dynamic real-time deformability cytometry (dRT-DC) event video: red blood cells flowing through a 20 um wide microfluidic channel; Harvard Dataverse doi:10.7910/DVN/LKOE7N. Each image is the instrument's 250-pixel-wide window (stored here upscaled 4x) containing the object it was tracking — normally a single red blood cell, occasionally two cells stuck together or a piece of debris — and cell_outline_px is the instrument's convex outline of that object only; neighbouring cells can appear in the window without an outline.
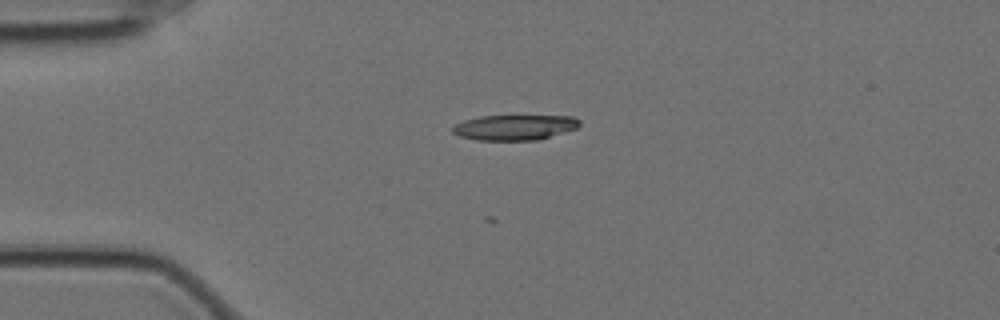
{"species": "Egyptian fruit bat (a non-hibernating species)", "species_latin": "Rousettus aegyptiacus", "temperature_condition": "cold", "stored_images_in_passage": 51, "camera_frame_rate_fps": 3000, "um_per_image_px": 0.085, "animal": {"sex": "female"}, "frame": {"image": 1, "passage_image": 6, "time_ms": 1.667, "image_size_px": [1000, 320], "cell_outline_px": [[580, 124], [576, 128], [536, 140], [476, 140], [460, 136], [452, 132], [452, 128], [456, 124], [464, 120], [480, 116], [572, 116], [580, 120]], "centroid_in_image_um": [43.71, 10.82], "position_along_channel_um": 41.3, "area_um2": 18.5}}
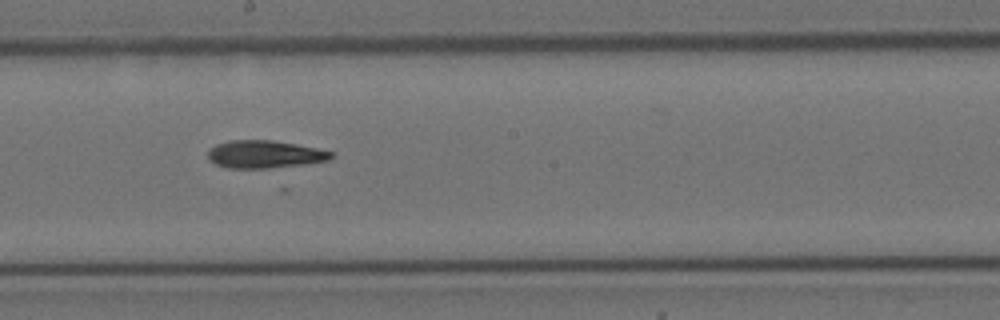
{"frame": {"image": 2, "passage_image": 24, "time_ms": 7.667, "image_size_px": [1000, 320], "cell_outline_px": [[332, 156], [328, 160], [300, 164], [268, 168], [228, 168], [216, 164], [208, 160], [208, 148], [216, 144], [228, 140], [272, 140], [296, 144], [316, 148], [332, 152]], "centroid_in_image_um": [22.41, 13.1], "position_along_channel_um": 225.8, "area_um2": 19.71}}
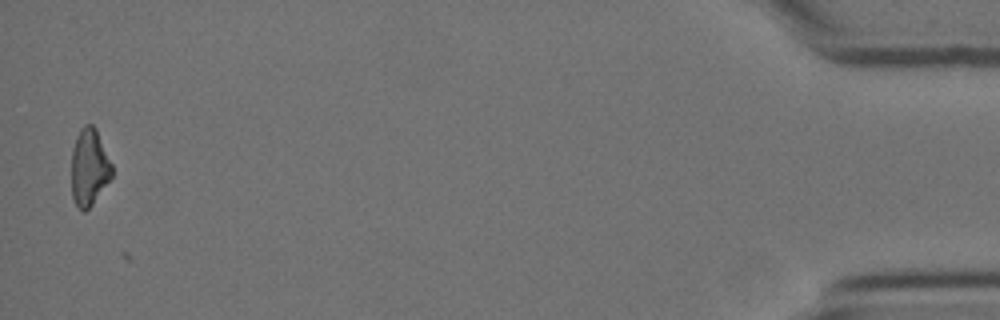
{"frame": {"image": 3, "passage_image": 49, "time_ms": 16.0, "image_size_px": [1000, 320], "cell_outline_px": [[112, 176], [92, 204], [84, 212], [76, 204], [72, 196], [72, 148], [76, 136], [80, 128], [84, 124], [92, 124], [96, 128], [112, 164]], "centroid_in_image_um": [7.58, 14.17], "position_along_channel_um": 427.6, "area_um2": 18.03}}